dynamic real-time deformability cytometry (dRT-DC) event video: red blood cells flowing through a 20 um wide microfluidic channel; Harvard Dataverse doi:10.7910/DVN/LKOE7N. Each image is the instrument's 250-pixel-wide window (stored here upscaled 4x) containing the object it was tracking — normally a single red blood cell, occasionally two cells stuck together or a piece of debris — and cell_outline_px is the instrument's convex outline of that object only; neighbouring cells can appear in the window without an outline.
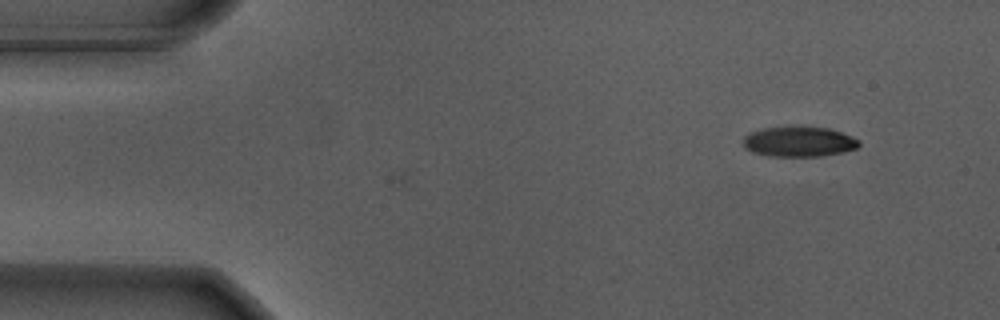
{"species": "Egyptian fruit bat (a non-hibernating species)", "species_latin": "Rousettus aegyptiacus", "temperature_condition": "warm", "stored_images_in_passage": 3, "camera_frame_rate_fps": 3000, "um_per_image_px": 0.085, "animal": {"sex": "male"}, "frame": {"image": 1, "passage_image": 1, "time_ms": 0.0, "image_size_px": [1000, 320], "cell_outline_px": [[860, 144], [856, 148], [844, 152], [820, 156], [768, 156], [752, 152], [744, 148], [744, 136], [752, 132], [764, 128], [804, 124], [828, 128], [852, 136], [860, 140]], "centroid_in_image_um": [67.92, 12.01], "position_along_channel_um": 17.1, "area_um2": 20.87}}